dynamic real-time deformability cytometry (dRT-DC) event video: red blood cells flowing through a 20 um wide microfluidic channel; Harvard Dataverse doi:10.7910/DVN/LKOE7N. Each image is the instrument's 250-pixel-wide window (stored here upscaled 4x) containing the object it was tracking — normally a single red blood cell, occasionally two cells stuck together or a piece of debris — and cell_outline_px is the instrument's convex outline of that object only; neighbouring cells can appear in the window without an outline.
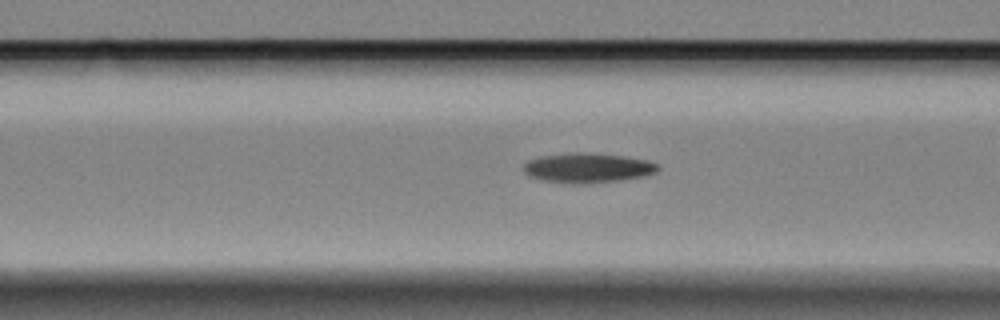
{"species": "Egyptian fruit bat (a non-hibernating species)", "species_latin": "Rousettus aegyptiacus", "temperature_condition": "cold", "stored_images_in_passage": 43, "camera_frame_rate_fps": 3000, "um_per_image_px": 0.085, "animal": {"sex": "female"}, "frame": {"image": 1, "passage_image": 5, "time_ms": 1.333, "image_size_px": [1000, 320], "cell_outline_px": [[660, 168], [656, 172], [644, 176], [620, 180], [584, 184], [572, 184], [544, 180], [532, 176], [524, 172], [524, 164], [528, 160], [540, 156], [572, 152], [576, 152], [624, 156], [648, 160], [656, 164]], "centroid_in_image_um": [49.96, 14.27], "position_along_channel_um": 116.6, "area_um2": 23.12}}
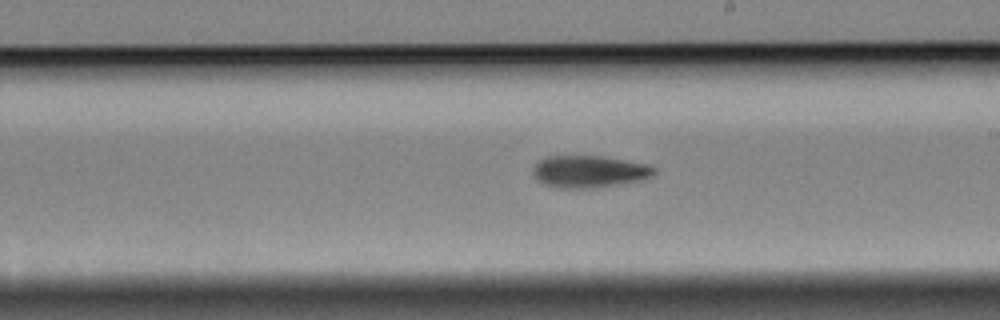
{"frame": {"image": 2, "passage_image": 16, "time_ms": 5.0, "image_size_px": [1000, 320], "cell_outline_px": [[656, 172], [640, 180], [596, 188], [556, 188], [544, 184], [532, 172], [536, 164], [540, 160], [548, 156], [600, 156], [648, 164], [656, 168]], "centroid_in_image_um": [50.08, 14.58], "position_along_channel_um": 238.9, "area_um2": 22.37}}
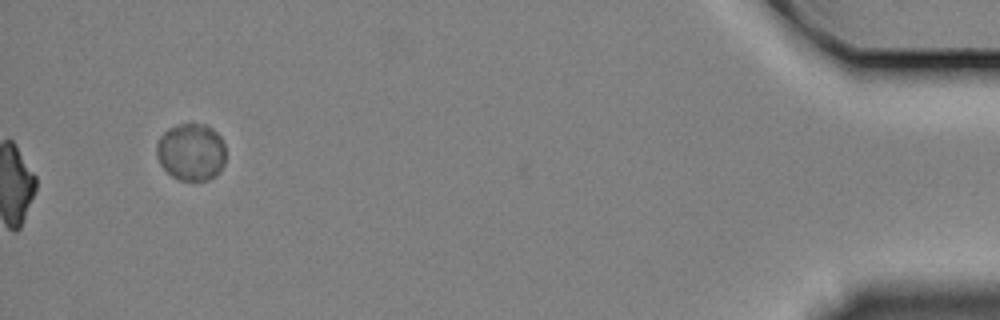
{"frame": {"image": 3, "passage_image": 43, "time_ms": 14.0, "image_size_px": [1000, 320], "cell_outline_px": [[224, 164], [208, 180], [180, 180], [172, 176], [160, 164], [156, 156], [156, 144], [160, 136], [168, 128], [176, 124], [204, 124], [212, 128], [220, 136], [224, 144]], "centroid_in_image_um": [16.21, 12.89], "position_along_channel_um": 419.0, "area_um2": 22.95}}